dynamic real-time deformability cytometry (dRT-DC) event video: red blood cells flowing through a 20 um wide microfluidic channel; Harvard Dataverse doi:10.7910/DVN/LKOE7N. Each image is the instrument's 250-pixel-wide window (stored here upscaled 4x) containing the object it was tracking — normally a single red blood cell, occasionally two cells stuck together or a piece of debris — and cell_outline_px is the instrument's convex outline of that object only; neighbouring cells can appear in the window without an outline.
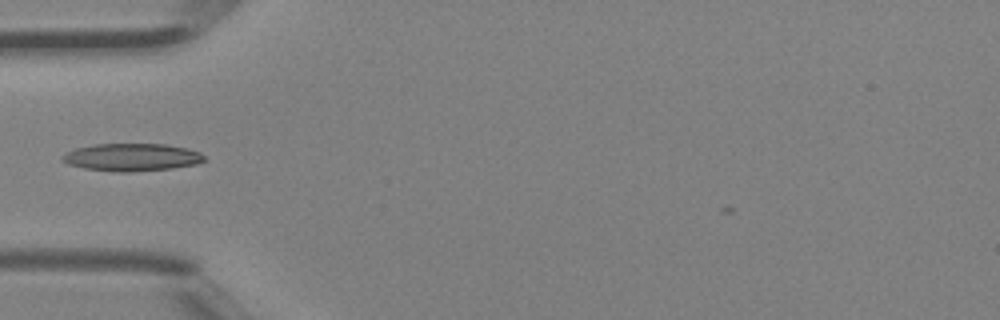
{"species": "Egyptian fruit bat (a non-hibernating species)", "species_latin": "Rousettus aegyptiacus", "temperature_condition": "room temperature", "stored_images_in_passage": 27, "camera_frame_rate_fps": 3000, "um_per_image_px": 0.085, "animal": {"sex": "female"}, "frame": {"image": 1, "passage_image": 3, "time_ms": 0.667, "image_size_px": [1000, 320], "cell_outline_px": [[208, 160], [196, 164], [172, 168], [128, 172], [120, 172], [84, 168], [68, 164], [60, 160], [60, 156], [64, 152], [76, 148], [92, 144], [164, 144], [188, 148], [200, 152]], "centroid_in_image_um": [11.18, 13.36], "position_along_channel_um": 73.8, "area_um2": 23.0}}
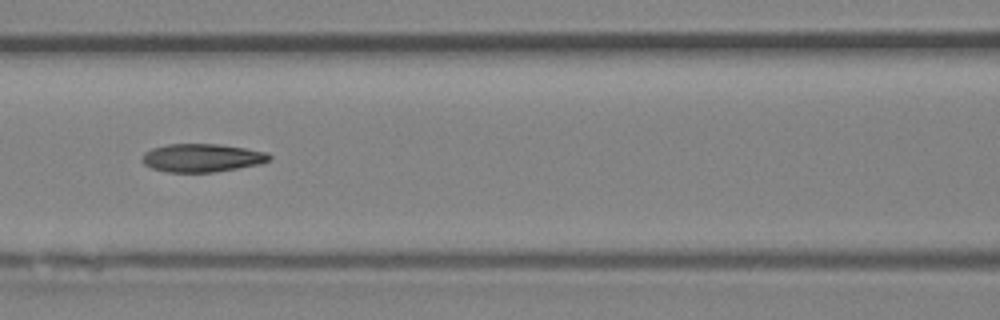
{"frame": {"image": 2, "passage_image": 8, "time_ms": 2.333, "image_size_px": [1000, 320], "cell_outline_px": [[272, 160], [260, 164], [212, 172], [168, 172], [152, 168], [144, 164], [140, 160], [144, 152], [152, 148], [168, 144], [220, 144], [268, 152], [272, 156]], "centroid_in_image_um": [17.17, 13.41], "position_along_channel_um": 149.4, "area_um2": 20.98}}
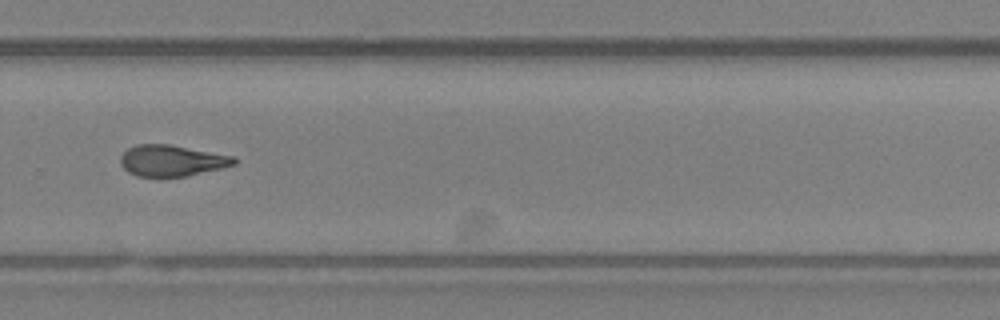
{"frame": {"image": 3, "passage_image": 19, "time_ms": 6.0, "image_size_px": [1000, 320], "cell_outline_px": [[236, 164], [220, 168], [184, 176], [136, 176], [128, 172], [120, 164], [120, 156], [128, 148], [136, 144], [168, 144], [236, 156]], "centroid_in_image_um": [14.58, 13.64], "position_along_channel_um": 315.2, "area_um2": 20.52}, "authors_computed_cell_mechanics": {"area_um2": 20.808, "velocity_mm_per_s": 4.5273, "shape_relaxation_time_tau1_ms": null, "shape_relaxation_time_tau2_ms": 3.9352, "deformation_change_tau1": null, "deformation_change_tau2": 0.1356}}